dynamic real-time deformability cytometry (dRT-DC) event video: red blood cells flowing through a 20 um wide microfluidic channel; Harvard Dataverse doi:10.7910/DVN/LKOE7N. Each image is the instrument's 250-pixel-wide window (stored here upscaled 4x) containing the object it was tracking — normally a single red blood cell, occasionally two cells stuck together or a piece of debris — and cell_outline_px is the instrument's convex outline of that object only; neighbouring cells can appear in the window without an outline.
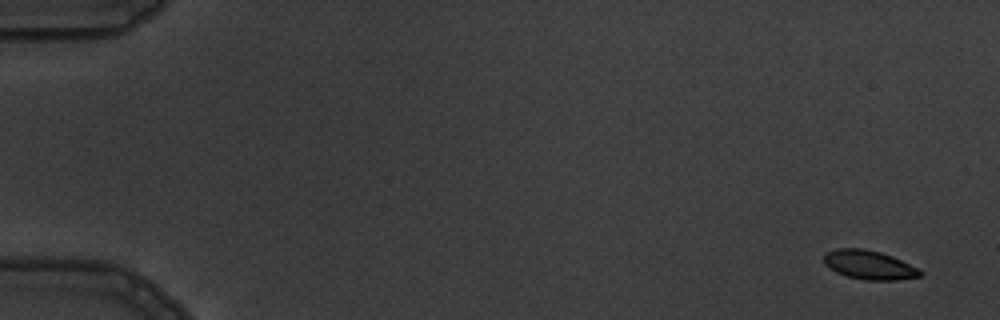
{"species": "common noctule bat (a hibernating species)", "species_latin": "Nyctalus noctula", "temperature_condition": "warm", "stored_images_in_passage": 8, "camera_frame_rate_fps": 3000, "um_per_image_px": 0.085, "animal": {"sex": "male", "body_mass_g": 19.5, "forearm_length_mm": 54.6}, "frame": {"image": 1, "passage_image": 1, "time_ms": 0.0, "image_size_px": [1000, 320], "cell_outline_px": [[924, 272], [920, 276], [896, 280], [864, 280], [848, 276], [836, 272], [824, 264], [824, 252], [836, 248], [864, 248], [880, 252], [892, 256]], "centroid_in_image_um": [73.83, 22.5], "position_along_channel_um": 11.2, "area_um2": 16.18}}
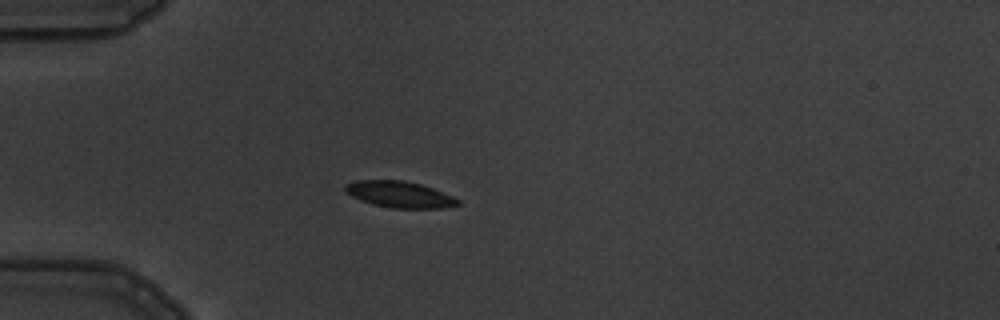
{"frame": {"image": 2, "passage_image": 5, "time_ms": 4.667, "image_size_px": [1000, 320], "cell_outline_px": [[460, 204], [440, 208], [392, 208], [372, 204], [360, 200], [344, 192], [344, 184], [356, 180], [404, 180], [420, 184], [432, 188], [452, 196], [460, 200]], "centroid_in_image_um": [33.91, 16.52], "position_along_channel_um": 51.1, "area_um2": 17.28}}
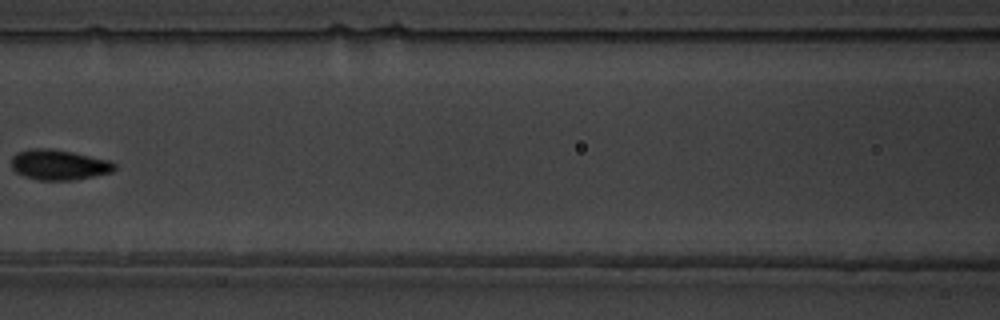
{"frame": {"image": 3, "passage_image": 8, "time_ms": 8.0, "image_size_px": [1000, 320], "cell_outline_px": [[116, 168], [112, 172], [72, 180], [40, 180], [24, 176], [16, 172], [12, 168], [12, 156], [16, 152], [32, 148], [48, 148], [72, 152], [112, 160], [116, 164]], "centroid_in_image_um": [5.02, 13.99], "position_along_channel_um": 161.6, "area_um2": 18.26}}